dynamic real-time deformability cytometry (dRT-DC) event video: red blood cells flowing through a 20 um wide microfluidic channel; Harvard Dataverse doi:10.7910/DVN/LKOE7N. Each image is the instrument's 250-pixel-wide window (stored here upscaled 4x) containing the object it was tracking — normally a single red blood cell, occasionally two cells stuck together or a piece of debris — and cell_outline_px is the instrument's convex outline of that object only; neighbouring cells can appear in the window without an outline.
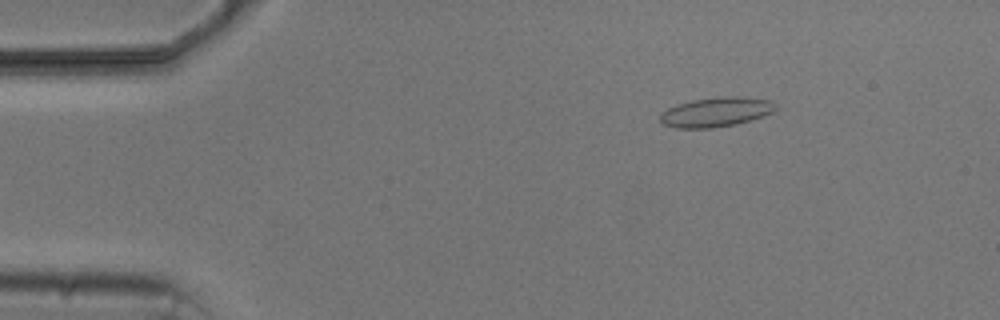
{"species": "common noctule bat (a hibernating species)", "species_latin": "Nyctalus noctula", "temperature_condition": "cold", "stored_images_in_passage": 5, "camera_frame_rate_fps": 3000, "um_per_image_px": 0.085, "animal": {"sex": "male", "body_mass_g": 20.5, "forearm_length_mm": 52.5}, "frame": {"image": 1, "passage_image": 1, "time_ms": 0.0, "image_size_px": [1000, 320], "cell_outline_px": [[776, 108], [772, 112], [764, 116], [736, 124], [712, 128], [676, 128], [664, 124], [660, 120], [660, 116], [668, 108], [676, 104], [692, 100], [716, 96], [736, 96], [768, 100], [776, 104]], "centroid_in_image_um": [60.86, 9.52], "position_along_channel_um": 24.1, "area_um2": 19.83}}
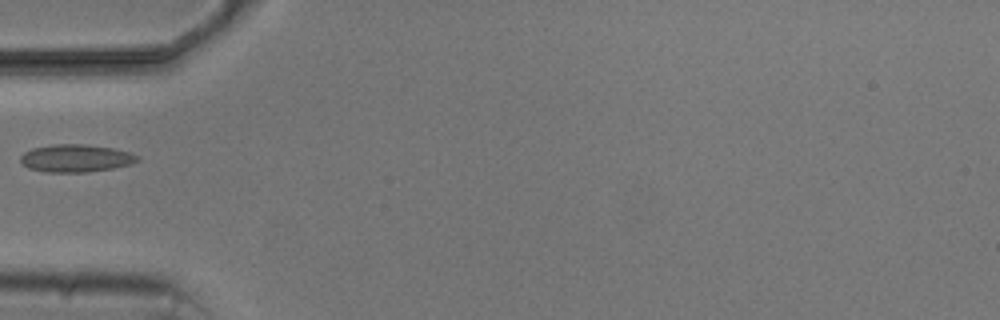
{"frame": {"image": 2, "passage_image": 4, "time_ms": 3.333, "image_size_px": [1000, 320], "cell_outline_px": [[140, 160], [128, 164], [112, 168], [88, 172], [48, 172], [28, 168], [20, 160], [20, 156], [24, 152], [32, 148], [52, 144], [84, 144], [112, 148], [132, 152]], "centroid_in_image_um": [6.42, 13.44], "position_along_channel_um": 78.6, "area_um2": 18.73}}
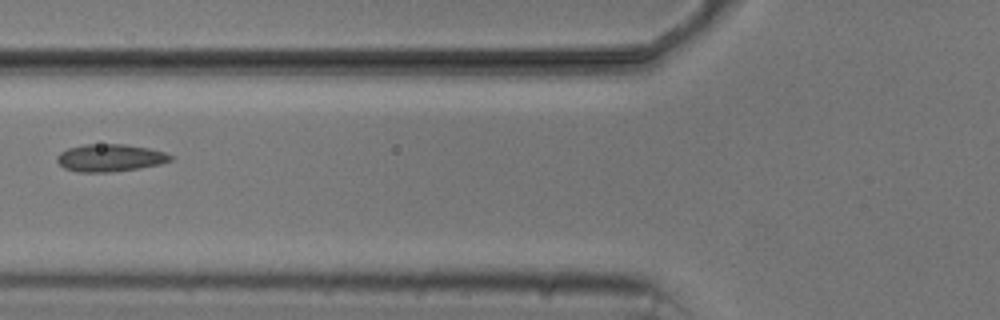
{"frame": {"image": 3, "passage_image": 5, "time_ms": 4.333, "image_size_px": [1000, 320], "cell_outline_px": [[172, 160], [160, 164], [140, 168], [108, 172], [76, 172], [64, 168], [56, 160], [56, 156], [60, 152], [68, 148], [84, 144], [124, 144], [148, 148], [164, 152], [172, 156]], "centroid_in_image_um": [9.32, 13.41], "position_along_channel_um": 116.5, "area_um2": 18.15}}